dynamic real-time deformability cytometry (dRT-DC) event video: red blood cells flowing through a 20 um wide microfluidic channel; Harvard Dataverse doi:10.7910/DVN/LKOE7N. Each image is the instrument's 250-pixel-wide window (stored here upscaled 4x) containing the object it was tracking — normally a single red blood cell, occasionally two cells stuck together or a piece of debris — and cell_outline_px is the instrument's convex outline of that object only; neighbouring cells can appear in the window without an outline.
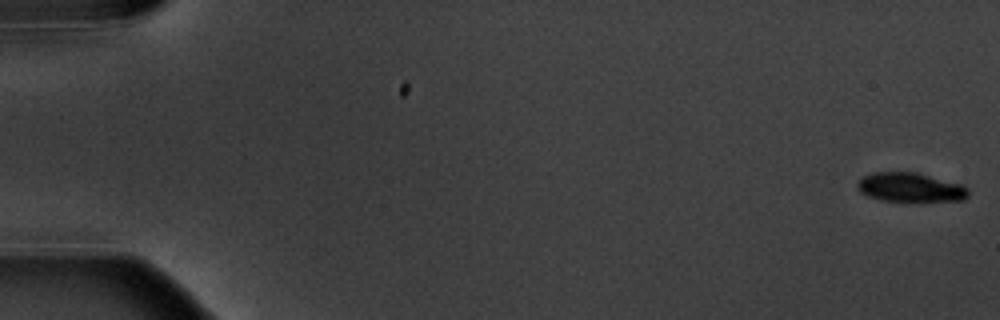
{"species": "common noctule bat (a hibernating species)", "species_latin": "Nyctalus noctula", "temperature_condition": "warm", "stored_images_in_passage": 6, "camera_frame_rate_fps": 3000, "um_per_image_px": 0.085, "animal": {"sex": "male", "body_mass_g": 20.1, "forearm_length_mm": 53.5}, "frame": {"image": 1, "passage_image": 6, "time_ms": 6.667, "image_size_px": [1000, 320], "cell_outline_px": [[968, 196], [964, 200], [880, 200], [868, 196], [860, 192], [856, 188], [856, 184], [864, 176], [872, 172], [916, 172], [964, 184], [968, 188]], "centroid_in_image_um": [77.38, 15.9], "position_along_channel_um": 7.6, "area_um2": 18.73}}